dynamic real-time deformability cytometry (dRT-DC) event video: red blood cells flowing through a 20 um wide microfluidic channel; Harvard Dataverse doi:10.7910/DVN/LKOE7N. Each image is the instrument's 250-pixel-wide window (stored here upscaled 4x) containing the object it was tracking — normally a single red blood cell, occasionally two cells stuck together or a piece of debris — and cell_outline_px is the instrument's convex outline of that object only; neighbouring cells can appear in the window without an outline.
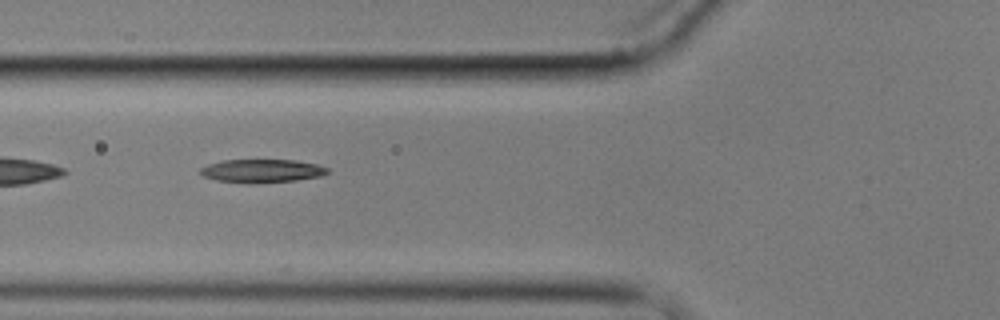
{"species": "common noctule bat (a hibernating species)", "species_latin": "Nyctalus noctula", "temperature_condition": "cold", "stored_images_in_passage": 7, "segment_of_instrument_passage": [2, 2], "camera_frame_rate_fps": 3000, "um_per_image_px": 0.085, "animal": {"sex": "male", "body_mass_g": 17.9}, "frame": {"image": 1, "passage_image": 6, "time_ms": 7.0, "image_size_px": [1000, 320], "cell_outline_px": [[328, 172], [320, 176], [296, 180], [216, 180], [204, 176], [200, 172], [200, 168], [208, 164], [224, 160], [296, 160], [316, 164], [328, 168]], "centroid_in_image_um": [22.29, 14.46], "position_along_channel_um": 103.5, "area_um2": 16.07}}